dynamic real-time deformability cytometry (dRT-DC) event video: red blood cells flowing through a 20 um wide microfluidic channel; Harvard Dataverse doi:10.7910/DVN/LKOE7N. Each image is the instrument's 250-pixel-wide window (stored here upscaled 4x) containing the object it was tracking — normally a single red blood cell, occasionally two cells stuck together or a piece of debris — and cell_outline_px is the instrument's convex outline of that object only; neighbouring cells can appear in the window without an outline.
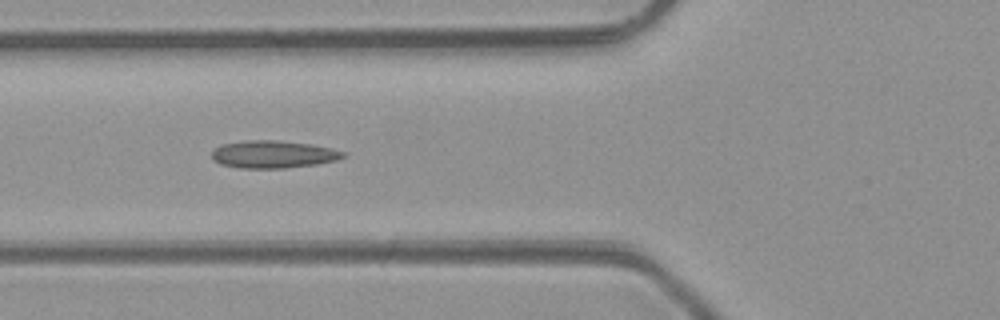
{"species": "common noctule bat (a hibernating species)", "species_latin": "Nyctalus noctula", "temperature_condition": "room temperature", "stored_images_in_passage": 5, "camera_frame_rate_fps": 3000, "um_per_image_px": 0.085, "animal": {"sex": "male", "body_mass_g": 23.1, "forearm_length_mm": 52.7}, "frame": {"image": 1, "passage_image": 4, "time_ms": 3.333, "image_size_px": [1000, 320], "cell_outline_px": [[344, 156], [336, 160], [316, 164], [284, 168], [240, 168], [220, 164], [212, 160], [212, 152], [220, 144], [244, 140], [276, 140], [308, 144], [328, 148], [344, 152]], "centroid_in_image_um": [23.14, 13.12], "position_along_channel_um": 102.7, "area_um2": 20.87}}
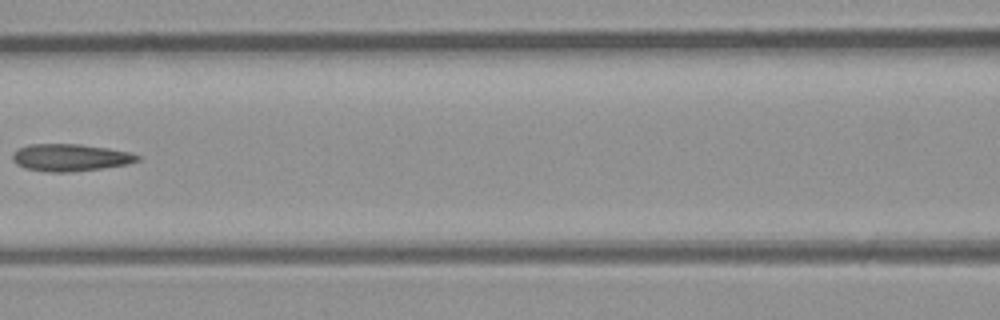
{"frame": {"image": 2, "passage_image": 5, "time_ms": 4.667, "image_size_px": [1000, 320], "cell_outline_px": [[140, 160], [128, 164], [72, 172], [52, 172], [24, 168], [16, 164], [12, 160], [12, 152], [16, 148], [28, 144], [80, 144], [108, 148], [132, 152], [140, 156]], "centroid_in_image_um": [5.95, 13.38], "position_along_channel_um": 160.7, "area_um2": 20.0}}